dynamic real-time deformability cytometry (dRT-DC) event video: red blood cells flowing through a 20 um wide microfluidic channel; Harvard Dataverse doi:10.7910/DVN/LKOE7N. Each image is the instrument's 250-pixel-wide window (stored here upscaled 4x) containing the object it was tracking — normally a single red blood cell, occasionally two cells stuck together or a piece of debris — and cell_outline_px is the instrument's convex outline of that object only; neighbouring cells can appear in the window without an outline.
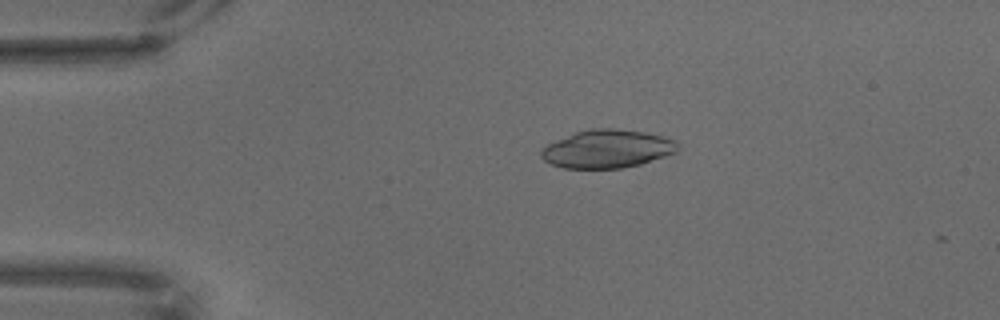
{"species": "common noctule bat (a hibernating species)", "species_latin": "Nyctalus noctula", "temperature_condition": "warm", "stored_images_in_passage": 65, "camera_frame_rate_fps": 3000, "um_per_image_px": 0.085, "animal": {"sex": "male", "body_mass_g": 18.8}, "frame": {"image": 1, "passage_image": 11, "time_ms": 3.333, "image_size_px": [1000, 320], "cell_outline_px": [[676, 152], [640, 164], [620, 168], [564, 168], [552, 164], [544, 160], [540, 156], [540, 152], [548, 144], [556, 140], [576, 132], [592, 128], [616, 128], [644, 132], [664, 136], [672, 140], [676, 144]], "centroid_in_image_um": [51.58, 12.65], "position_along_channel_um": 33.4, "area_um2": 30.0}}
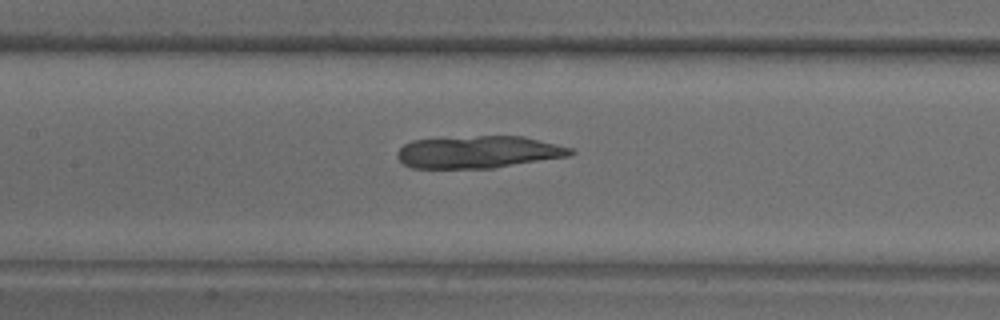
{"frame": {"image": 2, "passage_image": 29, "time_ms": 9.333, "image_size_px": [1000, 320], "cell_outline_px": [[576, 152], [568, 156], [492, 168], [412, 168], [404, 164], [396, 156], [396, 152], [404, 144], [412, 140], [476, 136], [524, 136], [572, 148]], "centroid_in_image_um": [40.65, 12.92], "position_along_channel_um": 166.8, "area_um2": 32.48}}
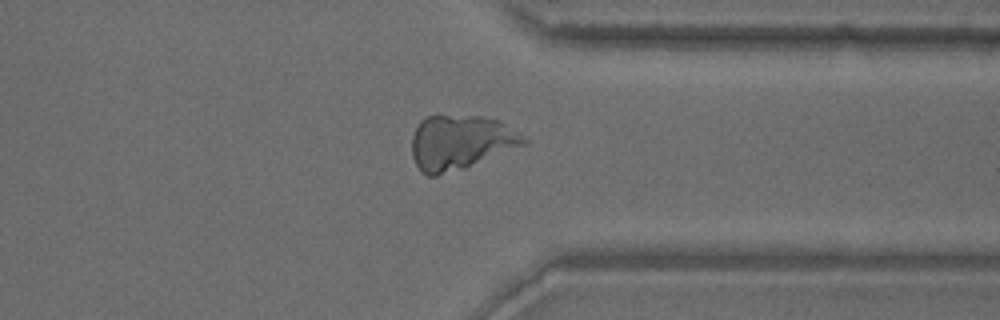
{"frame": {"image": 3, "passage_image": 50, "time_ms": 16.333, "image_size_px": [1000, 320], "cell_outline_px": [[528, 144], [464, 168], [436, 176], [428, 176], [416, 164], [412, 156], [412, 136], [420, 120], [428, 116], [484, 116], [496, 120], [504, 124], [528, 140]], "centroid_in_image_um": [39.13, 12.1], "position_along_channel_um": 372.3, "area_um2": 35.14}}